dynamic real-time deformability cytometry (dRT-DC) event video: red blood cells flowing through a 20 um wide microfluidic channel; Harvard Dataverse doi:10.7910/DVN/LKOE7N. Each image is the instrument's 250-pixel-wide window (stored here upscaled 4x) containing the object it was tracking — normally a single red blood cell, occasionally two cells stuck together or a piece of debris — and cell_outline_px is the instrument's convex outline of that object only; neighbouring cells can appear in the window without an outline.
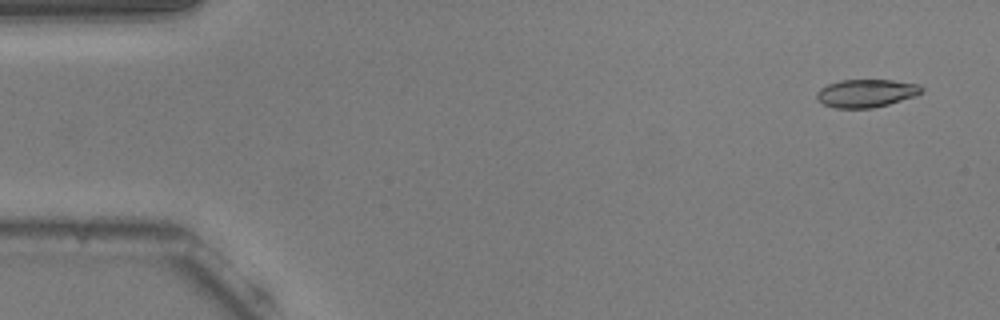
{"species": "common noctule bat (a hibernating species)", "species_latin": "Nyctalus noctula", "temperature_condition": "warm", "stored_images_in_passage": 20, "camera_frame_rate_fps": 3000, "um_per_image_px": 0.085, "animal": {"sex": "male", "body_mass_g": 20.5, "forearm_length_mm": 52.5}, "frame": {"image": 1, "passage_image": 3, "time_ms": 0.667, "image_size_px": [1000, 320], "cell_outline_px": [[924, 92], [916, 96], [888, 104], [872, 108], [836, 108], [824, 104], [816, 100], [816, 92], [820, 88], [828, 84], [840, 80], [892, 80], [920, 84], [924, 88]], "centroid_in_image_um": [73.64, 7.92], "position_along_channel_um": 11.4, "area_um2": 17.28}}
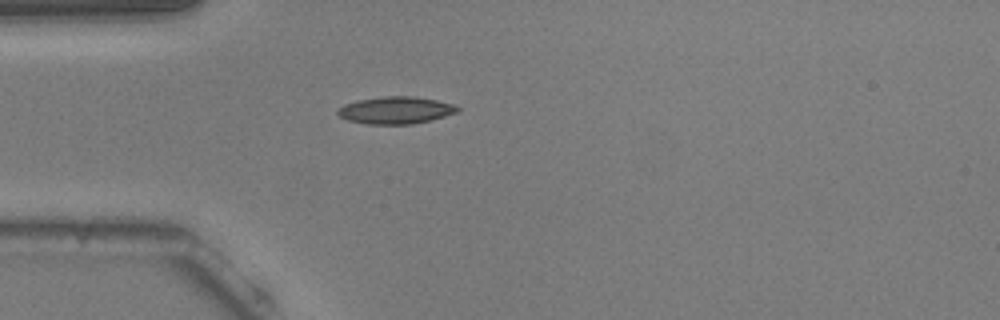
{"frame": {"image": 2, "passage_image": 15, "time_ms": 4.667, "image_size_px": [1000, 320], "cell_outline_px": [[460, 108], [456, 112], [432, 120], [412, 124], [368, 124], [348, 120], [340, 116], [336, 112], [344, 104], [360, 100], [384, 96], [412, 96], [436, 100], [456, 104]], "centroid_in_image_um": [33.66, 9.37], "position_along_channel_um": 51.3, "area_um2": 18.84}}
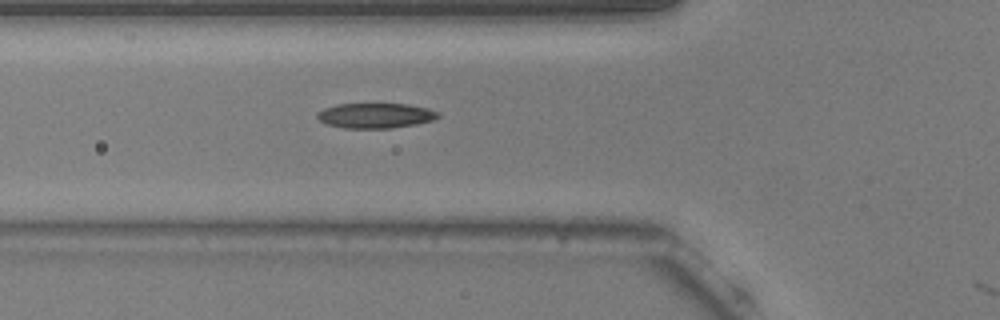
{"frame": {"image": 3, "passage_image": 19, "time_ms": 6.0, "image_size_px": [1000, 320], "cell_outline_px": [[440, 116], [432, 120], [416, 124], [392, 128], [344, 128], [328, 124], [320, 120], [316, 116], [316, 112], [324, 108], [336, 104], [408, 104], [428, 108], [440, 112]], "centroid_in_image_um": [31.92, 9.82], "position_along_channel_um": 93.9, "area_um2": 17.69}}